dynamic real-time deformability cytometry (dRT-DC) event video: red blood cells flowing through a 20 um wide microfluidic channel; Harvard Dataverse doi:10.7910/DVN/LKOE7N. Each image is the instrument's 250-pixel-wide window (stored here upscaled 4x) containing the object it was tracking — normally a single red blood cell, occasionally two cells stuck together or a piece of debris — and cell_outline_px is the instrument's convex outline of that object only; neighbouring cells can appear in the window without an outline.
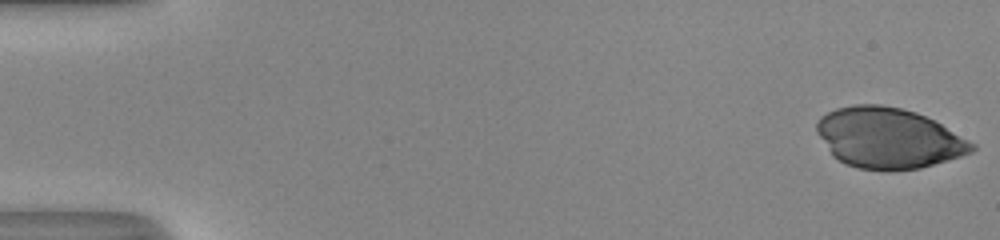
{"species": "human", "species_latin": "Homo sapiens", "temperature_condition": "room temperature", "stored_images_in_passage": 51, "camera_frame_rate_fps": 3000, "um_per_image_px": 0.085, "donor": {"sex": "male"}, "frame": {"image": 1, "passage_image": 1, "time_ms": 0.0, "image_size_px": [1000, 240], "cell_outline_px": [[976, 148], [972, 152], [960, 156], [920, 168], [892, 172], [884, 172], [856, 168], [844, 164], [832, 156], [816, 132], [816, 124], [820, 116], [836, 108], [852, 104], [880, 104], [900, 108], [916, 112], [940, 124], [976, 144]], "centroid_in_image_um": [75.47, 11.76], "position_along_channel_um": 9.5, "area_um2": 55.08}}